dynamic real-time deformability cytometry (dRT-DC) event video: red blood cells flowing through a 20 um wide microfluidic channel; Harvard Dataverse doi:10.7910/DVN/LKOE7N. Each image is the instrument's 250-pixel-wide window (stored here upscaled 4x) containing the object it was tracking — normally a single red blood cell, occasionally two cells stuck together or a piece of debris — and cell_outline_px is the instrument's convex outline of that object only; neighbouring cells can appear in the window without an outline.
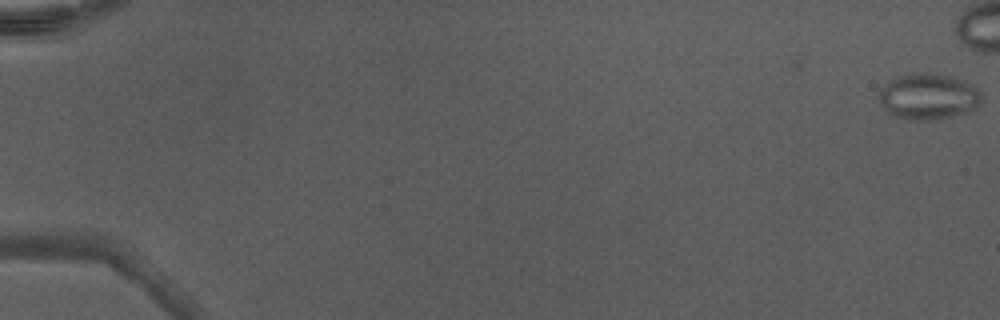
{"species": "Egyptian fruit bat (a non-hibernating species)", "species_latin": "Rousettus aegyptiacus", "temperature_condition": "warm", "stored_images_in_passage": 42, "segment_of_instrument_passage": [1, 2], "camera_frame_rate_fps": 3000, "um_per_image_px": 0.085, "animal": {"sex": "male"}, "frame": {"image": 1, "passage_image": 1, "time_ms": 0.0, "image_size_px": [1000, 320], "cell_outline_px": [[980, 104], [964, 112], [932, 120], [908, 120], [892, 116], [884, 108], [880, 100], [880, 88], [884, 84], [896, 76], [908, 72], [928, 72], [948, 76], [972, 84], [980, 92]], "centroid_in_image_um": [78.84, 8.18], "position_along_channel_um": 6.2, "area_um2": 27.34}}